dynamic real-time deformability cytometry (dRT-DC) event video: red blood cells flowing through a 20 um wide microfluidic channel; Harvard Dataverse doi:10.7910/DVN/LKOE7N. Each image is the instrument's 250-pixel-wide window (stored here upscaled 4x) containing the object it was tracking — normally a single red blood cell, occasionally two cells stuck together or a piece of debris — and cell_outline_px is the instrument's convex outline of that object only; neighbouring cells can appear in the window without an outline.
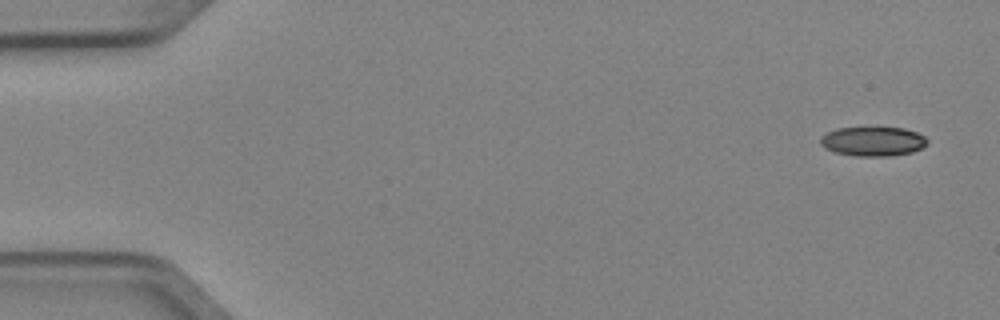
{"species": "Egyptian fruit bat (a non-hibernating species)", "species_latin": "Rousettus aegyptiacus", "temperature_condition": "cold", "stored_images_in_passage": 6, "camera_frame_rate_fps": 3000, "um_per_image_px": 0.085, "animal": {"sex": "female"}, "frame": {"image": 1, "passage_image": 1, "time_ms": 0.0, "image_size_px": [1000, 320], "cell_outline_px": [[928, 144], [912, 152], [892, 156], [856, 156], [836, 152], [824, 148], [820, 144], [820, 136], [836, 128], [904, 128], [916, 132], [924, 136], [928, 140]], "centroid_in_image_um": [74.19, 12.02], "position_along_channel_um": 10.8, "area_um2": 18.26}}
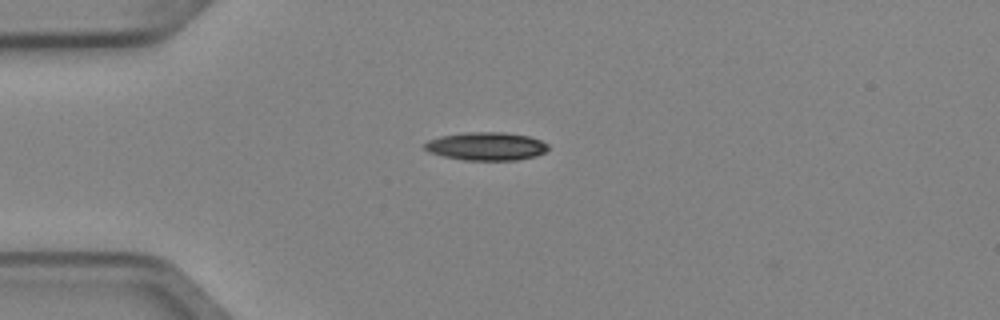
{"frame": {"image": 2, "passage_image": 4, "time_ms": 1.0, "image_size_px": [1000, 320], "cell_outline_px": [[548, 148], [544, 152], [536, 156], [516, 160], [464, 160], [444, 156], [428, 152], [424, 148], [424, 144], [428, 140], [440, 136], [464, 132], [504, 132], [528, 136], [540, 140], [548, 144]], "centroid_in_image_um": [41.32, 12.43], "position_along_channel_um": 43.7, "area_um2": 20.29}}
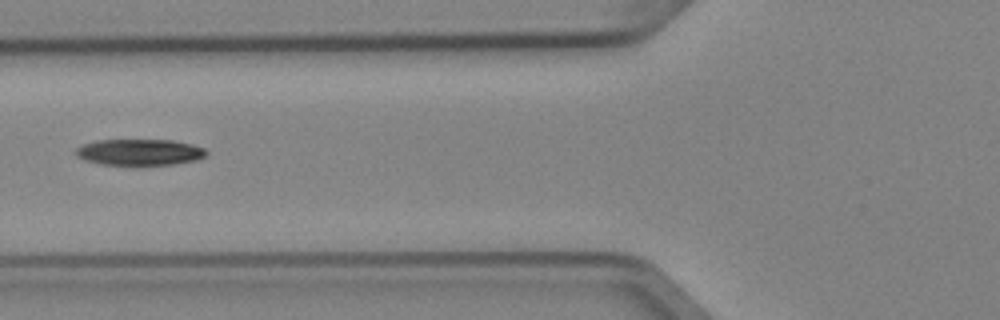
{"frame": {"image": 3, "passage_image": 6, "time_ms": 1.667, "image_size_px": [1000, 320], "cell_outline_px": [[208, 152], [204, 156], [196, 160], [172, 164], [100, 164], [84, 160], [76, 156], [76, 148], [84, 144], [96, 140], [172, 140], [192, 144], [204, 148]], "centroid_in_image_um": [11.85, 12.92], "position_along_channel_um": 113.9, "area_um2": 19.71}}